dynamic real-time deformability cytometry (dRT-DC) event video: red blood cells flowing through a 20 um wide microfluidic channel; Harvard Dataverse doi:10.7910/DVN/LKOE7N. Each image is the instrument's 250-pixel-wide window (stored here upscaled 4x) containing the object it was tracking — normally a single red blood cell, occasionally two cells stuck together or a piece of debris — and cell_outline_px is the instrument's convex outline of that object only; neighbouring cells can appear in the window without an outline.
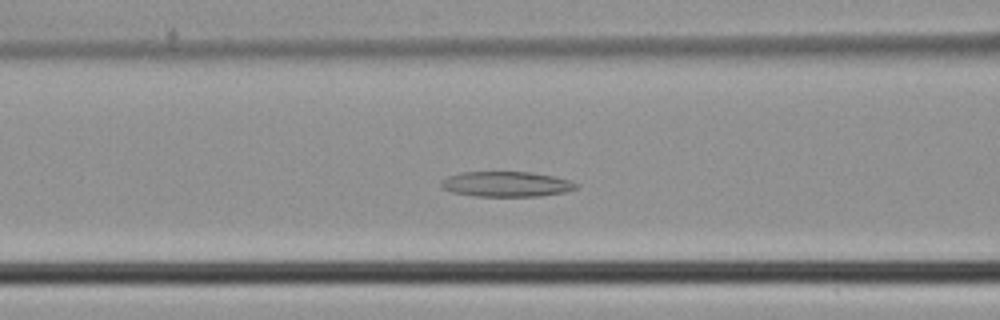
{"species": "common noctule bat (a hibernating species)", "species_latin": "Nyctalus noctula", "temperature_condition": "cold", "stored_images_in_passage": 39, "camera_frame_rate_fps": 3000, "um_per_image_px": 0.085, "animal": {"sex": "male", "body_mass_g": 21.5, "forearm_length_mm": 52.0}, "frame": {"image": 1, "passage_image": 11, "time_ms": 3.333, "image_size_px": [1000, 320], "cell_outline_px": [[580, 184], [576, 188], [564, 192], [540, 196], [472, 196], [452, 192], [440, 188], [440, 180], [448, 176], [460, 172], [532, 172], [556, 176], [572, 180]], "centroid_in_image_um": [43.03, 15.64], "position_along_channel_um": 123.6, "area_um2": 20.17}}
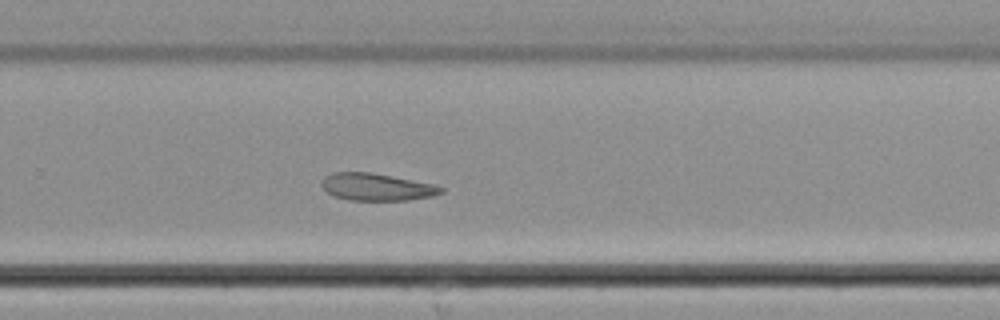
{"frame": {"image": 2, "passage_image": 23, "time_ms": 7.333, "image_size_px": [1000, 320], "cell_outline_px": [[444, 192], [432, 196], [408, 200], [348, 200], [336, 196], [328, 192], [320, 184], [324, 176], [332, 172], [372, 172], [436, 184], [444, 188]], "centroid_in_image_um": [32.04, 15.88], "position_along_channel_um": 297.8, "area_um2": 19.07}}
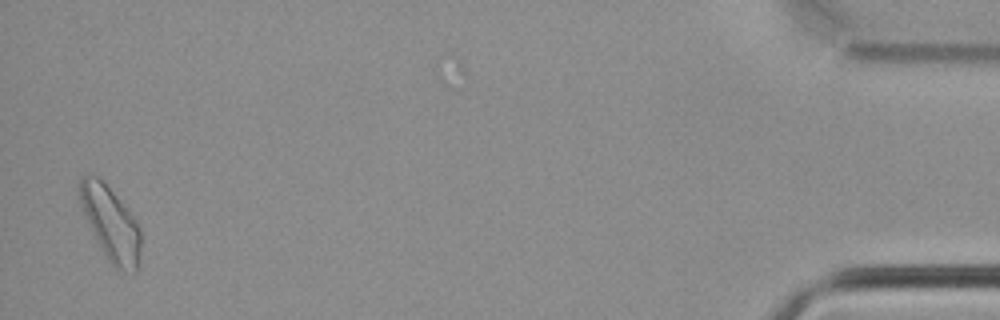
{"frame": {"image": 3, "passage_image": 38, "time_ms": 12.333, "image_size_px": [1000, 320], "cell_outline_px": [[140, 264], [136, 272], [120, 272], [108, 260], [92, 232], [84, 212], [80, 200], [80, 180], [84, 176], [96, 176], [112, 192], [132, 216], [140, 228]], "centroid_in_image_um": [9.45, 19.1], "position_along_channel_um": 425.8, "area_um2": 25.49}}